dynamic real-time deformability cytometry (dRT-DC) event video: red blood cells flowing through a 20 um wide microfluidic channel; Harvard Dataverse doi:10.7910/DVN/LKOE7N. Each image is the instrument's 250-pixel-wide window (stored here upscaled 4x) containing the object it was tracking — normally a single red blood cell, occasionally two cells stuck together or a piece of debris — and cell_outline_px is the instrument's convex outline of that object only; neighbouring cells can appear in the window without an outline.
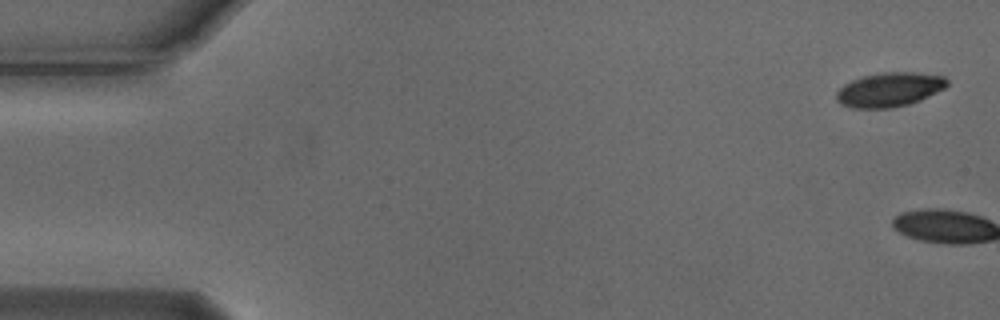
{"species": "Egyptian fruit bat (a non-hibernating species)", "species_latin": "Rousettus aegyptiacus", "temperature_condition": "cold", "stored_images_in_passage": 6, "camera_frame_rate_fps": 3000, "um_per_image_px": 0.085, "animal": {"sex": "male"}, "frame": {"image": 1, "passage_image": 1, "time_ms": 0.0, "image_size_px": [1000, 320], "cell_outline_px": [[948, 84], [944, 88], [920, 100], [908, 104], [888, 108], [852, 108], [840, 104], [836, 100], [836, 92], [844, 84], [852, 80], [864, 76], [880, 72], [916, 72], [944, 76], [948, 80]], "centroid_in_image_um": [75.58, 7.61], "position_along_channel_um": 9.4, "area_um2": 22.08}}